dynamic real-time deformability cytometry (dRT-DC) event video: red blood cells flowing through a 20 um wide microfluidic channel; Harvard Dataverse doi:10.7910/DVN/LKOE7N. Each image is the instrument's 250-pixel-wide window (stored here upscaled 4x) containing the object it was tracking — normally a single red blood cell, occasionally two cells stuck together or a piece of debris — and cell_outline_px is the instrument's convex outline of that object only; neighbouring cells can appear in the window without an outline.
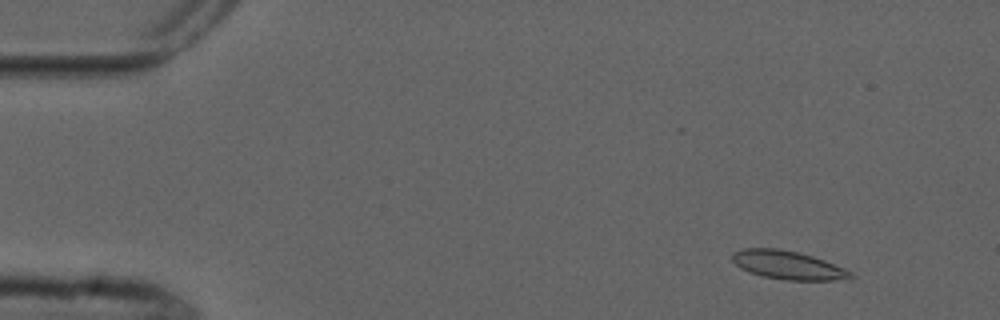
{"species": "common noctule bat (a hibernating species)", "species_latin": "Nyctalus noctula", "temperature_condition": "cold", "stored_images_in_passage": 4, "camera_frame_rate_fps": 3000, "um_per_image_px": 0.085, "animal": {"sex": "male", "forearm_length_mm": 52.5}, "frame": {"image": 1, "passage_image": 1, "time_ms": 0.0, "image_size_px": [1000, 320], "cell_outline_px": [[856, 276], [836, 280], [784, 280], [764, 276], [740, 268], [732, 260], [732, 252], [740, 248], [780, 248], [812, 256], [824, 260], [844, 268], [852, 272]], "centroid_in_image_um": [66.95, 22.52], "position_along_channel_um": 18.0, "area_um2": 19.54}}
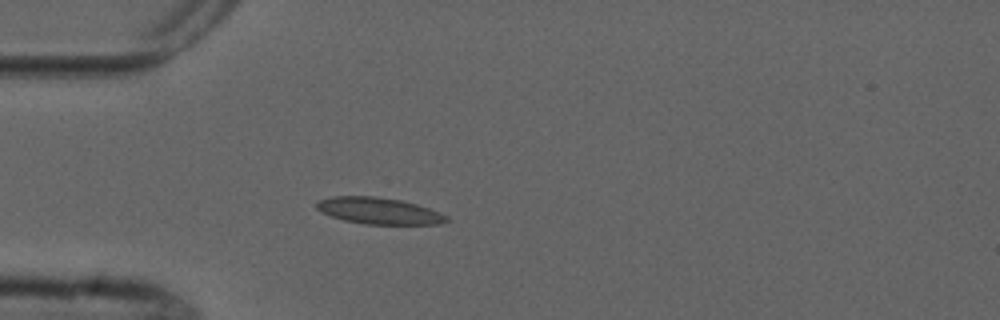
{"frame": {"image": 2, "passage_image": 4, "time_ms": 3.333, "image_size_px": [1000, 320], "cell_outline_px": [[452, 220], [440, 224], [364, 224], [344, 220], [332, 216], [316, 208], [316, 204], [320, 200], [332, 196], [376, 196], [400, 200], [416, 204], [440, 212], [448, 216]], "centroid_in_image_um": [32.26, 17.92], "position_along_channel_um": 52.7, "area_um2": 20.0}}